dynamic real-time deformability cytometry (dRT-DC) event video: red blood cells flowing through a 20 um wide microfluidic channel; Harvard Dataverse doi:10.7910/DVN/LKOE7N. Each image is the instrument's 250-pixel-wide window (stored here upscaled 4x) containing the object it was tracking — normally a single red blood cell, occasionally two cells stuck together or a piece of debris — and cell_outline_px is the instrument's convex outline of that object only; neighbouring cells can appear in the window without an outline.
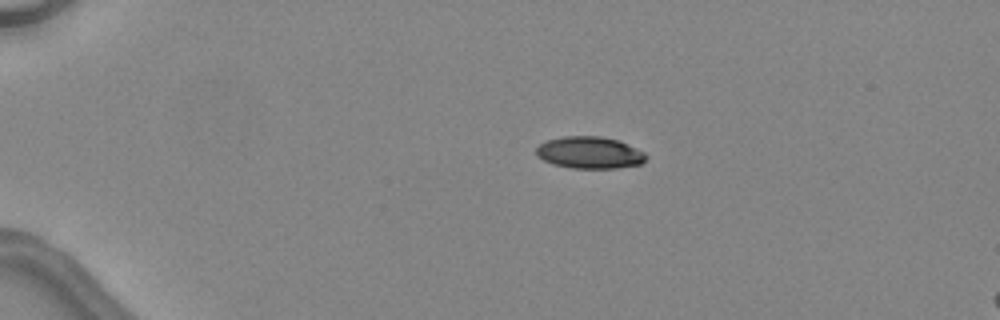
{"species": "common noctule bat (a hibernating species)", "species_latin": "Nyctalus noctula", "temperature_condition": "warm", "stored_images_in_passage": 6, "camera_frame_rate_fps": 3000, "um_per_image_px": 0.085, "animal": {"sex": "female", "body_mass_g": 24.6, "forearm_length_mm": 56.2}, "frame": {"image": 1, "passage_image": 3, "time_ms": 2.333, "image_size_px": [1000, 320], "cell_outline_px": [[648, 156], [640, 164], [616, 168], [572, 168], [552, 164], [536, 156], [536, 148], [540, 144], [548, 140], [564, 136], [600, 136], [616, 140], [636, 148], [644, 152]], "centroid_in_image_um": [50.09, 12.98], "position_along_channel_um": 34.9, "area_um2": 20.29}}